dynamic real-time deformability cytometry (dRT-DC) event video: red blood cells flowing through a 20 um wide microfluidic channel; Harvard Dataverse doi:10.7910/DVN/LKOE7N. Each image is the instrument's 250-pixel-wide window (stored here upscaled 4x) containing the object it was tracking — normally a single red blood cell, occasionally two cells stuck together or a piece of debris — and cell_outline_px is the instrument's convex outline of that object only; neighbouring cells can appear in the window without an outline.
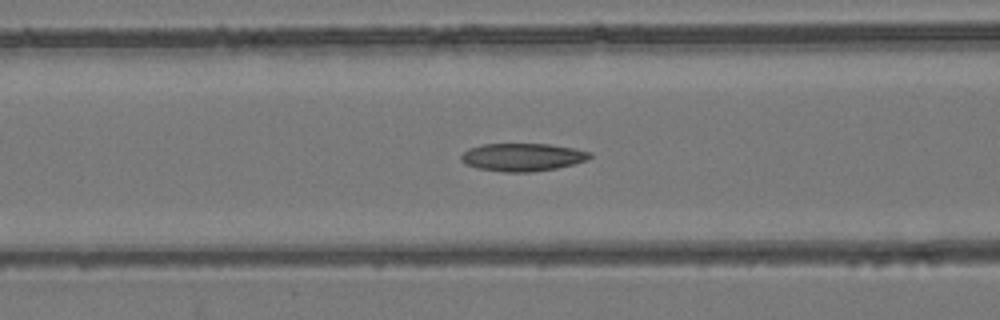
{"species": "common noctule bat (a hibernating species)", "species_latin": "Nyctalus noctula", "temperature_condition": "room temperature", "stored_images_in_passage": 42, "camera_frame_rate_fps": 3000, "um_per_image_px": 0.085, "animal": {"sex": "female", "body_mass_g": 24.6, "forearm_length_mm": 56.2}, "frame": {"image": 1, "passage_image": 22, "time_ms": 7.0, "image_size_px": [1000, 320], "cell_outline_px": [[592, 156], [588, 160], [556, 168], [532, 172], [504, 172], [476, 168], [460, 160], [460, 156], [468, 148], [484, 144], [548, 144], [576, 148], [592, 152]], "centroid_in_image_um": [44.43, 13.35], "position_along_channel_um": 122.2, "area_um2": 20.98}}
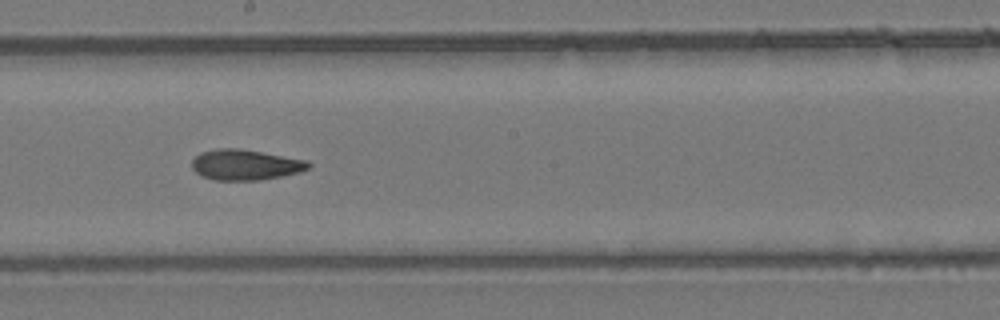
{"frame": {"image": 2, "passage_image": 30, "time_ms": 9.667, "image_size_px": [1000, 320], "cell_outline_px": [[312, 164], [308, 168], [300, 172], [260, 180], [216, 180], [204, 176], [196, 172], [192, 168], [192, 160], [200, 152], [216, 148], [240, 148], [308, 160]], "centroid_in_image_um": [20.86, 13.99], "position_along_channel_um": 227.3, "area_um2": 20.75}}
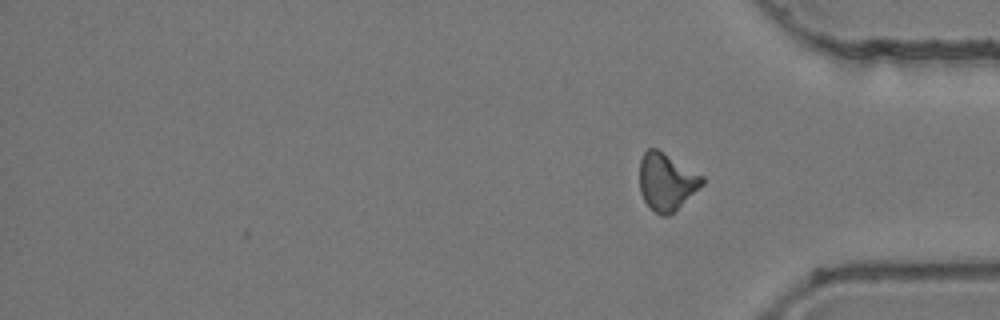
{"frame": {"image": 3, "passage_image": 42, "time_ms": 13.667, "image_size_px": [1000, 320], "cell_outline_px": [[704, 184], [668, 216], [660, 216], [648, 208], [640, 192], [640, 160], [644, 152], [648, 148], [656, 148], [704, 176]], "centroid_in_image_um": [56.64, 15.46], "position_along_channel_um": 378.6, "area_um2": 20.87}, "authors_computed_cell_mechanics": {"area_um2": 20.9525, "velocity_mm_per_s": 3.9434, "shape_relaxation_time_tau1_ms": null, "shape_relaxation_time_tau2_ms": 3.8349, "deformation_change_tau1": null, "deformation_change_tau2": 0.1122}}